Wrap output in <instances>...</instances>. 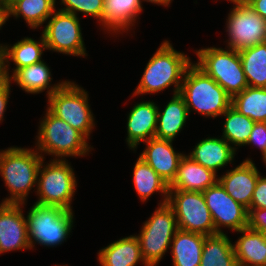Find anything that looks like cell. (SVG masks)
Here are the masks:
<instances>
[{
  "mask_svg": "<svg viewBox=\"0 0 266 266\" xmlns=\"http://www.w3.org/2000/svg\"><path fill=\"white\" fill-rule=\"evenodd\" d=\"M167 204L173 209L178 229L203 234H218L202 192L169 189Z\"/></svg>",
  "mask_w": 266,
  "mask_h": 266,
  "instance_id": "10",
  "label": "cell"
},
{
  "mask_svg": "<svg viewBox=\"0 0 266 266\" xmlns=\"http://www.w3.org/2000/svg\"><path fill=\"white\" fill-rule=\"evenodd\" d=\"M49 19L42 32L46 49L67 55L87 56L76 15L55 10Z\"/></svg>",
  "mask_w": 266,
  "mask_h": 266,
  "instance_id": "12",
  "label": "cell"
},
{
  "mask_svg": "<svg viewBox=\"0 0 266 266\" xmlns=\"http://www.w3.org/2000/svg\"><path fill=\"white\" fill-rule=\"evenodd\" d=\"M7 19H9L8 5L5 0H0V29L6 23ZM2 45L0 44V49Z\"/></svg>",
  "mask_w": 266,
  "mask_h": 266,
  "instance_id": "39",
  "label": "cell"
},
{
  "mask_svg": "<svg viewBox=\"0 0 266 266\" xmlns=\"http://www.w3.org/2000/svg\"><path fill=\"white\" fill-rule=\"evenodd\" d=\"M22 205L0 204V254L18 249H32Z\"/></svg>",
  "mask_w": 266,
  "mask_h": 266,
  "instance_id": "14",
  "label": "cell"
},
{
  "mask_svg": "<svg viewBox=\"0 0 266 266\" xmlns=\"http://www.w3.org/2000/svg\"><path fill=\"white\" fill-rule=\"evenodd\" d=\"M65 7L60 11L71 13L77 16V12H82L86 16H92L101 23V16L104 9V0H61Z\"/></svg>",
  "mask_w": 266,
  "mask_h": 266,
  "instance_id": "33",
  "label": "cell"
},
{
  "mask_svg": "<svg viewBox=\"0 0 266 266\" xmlns=\"http://www.w3.org/2000/svg\"><path fill=\"white\" fill-rule=\"evenodd\" d=\"M200 266H238L233 244L226 234L205 237Z\"/></svg>",
  "mask_w": 266,
  "mask_h": 266,
  "instance_id": "28",
  "label": "cell"
},
{
  "mask_svg": "<svg viewBox=\"0 0 266 266\" xmlns=\"http://www.w3.org/2000/svg\"><path fill=\"white\" fill-rule=\"evenodd\" d=\"M37 137V151L54 155L55 159L85 156L90 152L87 138L66 121L57 118L48 109L40 122ZM58 157V158H57ZM64 157V158H62Z\"/></svg>",
  "mask_w": 266,
  "mask_h": 266,
  "instance_id": "4",
  "label": "cell"
},
{
  "mask_svg": "<svg viewBox=\"0 0 266 266\" xmlns=\"http://www.w3.org/2000/svg\"><path fill=\"white\" fill-rule=\"evenodd\" d=\"M231 106L254 122H266V88L248 86L232 97Z\"/></svg>",
  "mask_w": 266,
  "mask_h": 266,
  "instance_id": "31",
  "label": "cell"
},
{
  "mask_svg": "<svg viewBox=\"0 0 266 266\" xmlns=\"http://www.w3.org/2000/svg\"><path fill=\"white\" fill-rule=\"evenodd\" d=\"M246 145H257L262 156L266 154V122H255Z\"/></svg>",
  "mask_w": 266,
  "mask_h": 266,
  "instance_id": "34",
  "label": "cell"
},
{
  "mask_svg": "<svg viewBox=\"0 0 266 266\" xmlns=\"http://www.w3.org/2000/svg\"><path fill=\"white\" fill-rule=\"evenodd\" d=\"M178 230L173 209L166 203L158 205L152 216L145 221L137 238L141 255L148 266H156L167 252Z\"/></svg>",
  "mask_w": 266,
  "mask_h": 266,
  "instance_id": "9",
  "label": "cell"
},
{
  "mask_svg": "<svg viewBox=\"0 0 266 266\" xmlns=\"http://www.w3.org/2000/svg\"><path fill=\"white\" fill-rule=\"evenodd\" d=\"M238 52L248 86L266 88V42Z\"/></svg>",
  "mask_w": 266,
  "mask_h": 266,
  "instance_id": "30",
  "label": "cell"
},
{
  "mask_svg": "<svg viewBox=\"0 0 266 266\" xmlns=\"http://www.w3.org/2000/svg\"><path fill=\"white\" fill-rule=\"evenodd\" d=\"M73 211L34 204L26 216L31 248L34 243L48 247L62 244L73 227Z\"/></svg>",
  "mask_w": 266,
  "mask_h": 266,
  "instance_id": "7",
  "label": "cell"
},
{
  "mask_svg": "<svg viewBox=\"0 0 266 266\" xmlns=\"http://www.w3.org/2000/svg\"><path fill=\"white\" fill-rule=\"evenodd\" d=\"M190 64L187 55L176 51L170 41L165 40L148 61L133 95L158 93L173 84L174 95L180 93L185 71Z\"/></svg>",
  "mask_w": 266,
  "mask_h": 266,
  "instance_id": "2",
  "label": "cell"
},
{
  "mask_svg": "<svg viewBox=\"0 0 266 266\" xmlns=\"http://www.w3.org/2000/svg\"><path fill=\"white\" fill-rule=\"evenodd\" d=\"M157 117L158 106L153 101H142L133 106L127 118L126 142L130 149L155 137Z\"/></svg>",
  "mask_w": 266,
  "mask_h": 266,
  "instance_id": "17",
  "label": "cell"
},
{
  "mask_svg": "<svg viewBox=\"0 0 266 266\" xmlns=\"http://www.w3.org/2000/svg\"><path fill=\"white\" fill-rule=\"evenodd\" d=\"M242 234L233 244L238 266H266V235L248 227L236 231Z\"/></svg>",
  "mask_w": 266,
  "mask_h": 266,
  "instance_id": "23",
  "label": "cell"
},
{
  "mask_svg": "<svg viewBox=\"0 0 266 266\" xmlns=\"http://www.w3.org/2000/svg\"><path fill=\"white\" fill-rule=\"evenodd\" d=\"M248 5L266 20V0H246Z\"/></svg>",
  "mask_w": 266,
  "mask_h": 266,
  "instance_id": "38",
  "label": "cell"
},
{
  "mask_svg": "<svg viewBox=\"0 0 266 266\" xmlns=\"http://www.w3.org/2000/svg\"><path fill=\"white\" fill-rule=\"evenodd\" d=\"M217 176L212 170L198 164L188 155H184L169 189L203 192L218 181Z\"/></svg>",
  "mask_w": 266,
  "mask_h": 266,
  "instance_id": "18",
  "label": "cell"
},
{
  "mask_svg": "<svg viewBox=\"0 0 266 266\" xmlns=\"http://www.w3.org/2000/svg\"><path fill=\"white\" fill-rule=\"evenodd\" d=\"M142 9L139 0H104L101 24L105 30L116 34L128 31L129 26H135Z\"/></svg>",
  "mask_w": 266,
  "mask_h": 266,
  "instance_id": "21",
  "label": "cell"
},
{
  "mask_svg": "<svg viewBox=\"0 0 266 266\" xmlns=\"http://www.w3.org/2000/svg\"><path fill=\"white\" fill-rule=\"evenodd\" d=\"M259 176L257 167L249 158L236 168L227 171L225 175L218 177V181L236 202L248 209Z\"/></svg>",
  "mask_w": 266,
  "mask_h": 266,
  "instance_id": "16",
  "label": "cell"
},
{
  "mask_svg": "<svg viewBox=\"0 0 266 266\" xmlns=\"http://www.w3.org/2000/svg\"><path fill=\"white\" fill-rule=\"evenodd\" d=\"M42 159L37 149L10 147L0 151V175L10 192V197L2 203L25 204L29 192L37 184Z\"/></svg>",
  "mask_w": 266,
  "mask_h": 266,
  "instance_id": "1",
  "label": "cell"
},
{
  "mask_svg": "<svg viewBox=\"0 0 266 266\" xmlns=\"http://www.w3.org/2000/svg\"><path fill=\"white\" fill-rule=\"evenodd\" d=\"M144 143L146 148L139 157L170 185L177 175L180 160L185 154L176 152L171 140L154 137Z\"/></svg>",
  "mask_w": 266,
  "mask_h": 266,
  "instance_id": "15",
  "label": "cell"
},
{
  "mask_svg": "<svg viewBox=\"0 0 266 266\" xmlns=\"http://www.w3.org/2000/svg\"><path fill=\"white\" fill-rule=\"evenodd\" d=\"M133 183L136 192L142 202L146 201L155 192H161L163 205L167 203L169 184L161 178L156 171L149 166L141 157H139L133 168Z\"/></svg>",
  "mask_w": 266,
  "mask_h": 266,
  "instance_id": "27",
  "label": "cell"
},
{
  "mask_svg": "<svg viewBox=\"0 0 266 266\" xmlns=\"http://www.w3.org/2000/svg\"><path fill=\"white\" fill-rule=\"evenodd\" d=\"M12 80L26 93L39 94L47 89V97L51 96L66 82L62 81L51 86V72L43 60L18 69L12 76H9L8 81L11 82Z\"/></svg>",
  "mask_w": 266,
  "mask_h": 266,
  "instance_id": "22",
  "label": "cell"
},
{
  "mask_svg": "<svg viewBox=\"0 0 266 266\" xmlns=\"http://www.w3.org/2000/svg\"><path fill=\"white\" fill-rule=\"evenodd\" d=\"M47 109L89 139L95 126L94 116L88 104V93L79 85L66 81L48 97Z\"/></svg>",
  "mask_w": 266,
  "mask_h": 266,
  "instance_id": "8",
  "label": "cell"
},
{
  "mask_svg": "<svg viewBox=\"0 0 266 266\" xmlns=\"http://www.w3.org/2000/svg\"><path fill=\"white\" fill-rule=\"evenodd\" d=\"M98 261L101 266H135L141 261L148 266L142 258L136 235L119 239L101 249L98 253Z\"/></svg>",
  "mask_w": 266,
  "mask_h": 266,
  "instance_id": "25",
  "label": "cell"
},
{
  "mask_svg": "<svg viewBox=\"0 0 266 266\" xmlns=\"http://www.w3.org/2000/svg\"><path fill=\"white\" fill-rule=\"evenodd\" d=\"M225 122L223 126L222 138L229 144L235 146H245L248 142L249 135L253 130L255 122L249 117L239 113L235 108L230 106L223 114Z\"/></svg>",
  "mask_w": 266,
  "mask_h": 266,
  "instance_id": "32",
  "label": "cell"
},
{
  "mask_svg": "<svg viewBox=\"0 0 266 266\" xmlns=\"http://www.w3.org/2000/svg\"><path fill=\"white\" fill-rule=\"evenodd\" d=\"M228 49V50H227ZM208 47L196 51L195 63L231 97L248 87L239 52L232 48Z\"/></svg>",
  "mask_w": 266,
  "mask_h": 266,
  "instance_id": "6",
  "label": "cell"
},
{
  "mask_svg": "<svg viewBox=\"0 0 266 266\" xmlns=\"http://www.w3.org/2000/svg\"><path fill=\"white\" fill-rule=\"evenodd\" d=\"M236 150L224 138H206L197 143L188 154L198 164L216 173L220 168L232 163Z\"/></svg>",
  "mask_w": 266,
  "mask_h": 266,
  "instance_id": "20",
  "label": "cell"
},
{
  "mask_svg": "<svg viewBox=\"0 0 266 266\" xmlns=\"http://www.w3.org/2000/svg\"><path fill=\"white\" fill-rule=\"evenodd\" d=\"M10 84L11 82H9L8 80H5L0 84V121L3 120V115L8 103L11 86Z\"/></svg>",
  "mask_w": 266,
  "mask_h": 266,
  "instance_id": "37",
  "label": "cell"
},
{
  "mask_svg": "<svg viewBox=\"0 0 266 266\" xmlns=\"http://www.w3.org/2000/svg\"><path fill=\"white\" fill-rule=\"evenodd\" d=\"M56 0H15L9 7V16L19 18L20 16L26 21L32 29H37L56 10Z\"/></svg>",
  "mask_w": 266,
  "mask_h": 266,
  "instance_id": "29",
  "label": "cell"
},
{
  "mask_svg": "<svg viewBox=\"0 0 266 266\" xmlns=\"http://www.w3.org/2000/svg\"><path fill=\"white\" fill-rule=\"evenodd\" d=\"M189 113L184 98L178 93L173 94L162 112L158 107L155 137L173 141L181 132Z\"/></svg>",
  "mask_w": 266,
  "mask_h": 266,
  "instance_id": "24",
  "label": "cell"
},
{
  "mask_svg": "<svg viewBox=\"0 0 266 266\" xmlns=\"http://www.w3.org/2000/svg\"><path fill=\"white\" fill-rule=\"evenodd\" d=\"M217 233H224L222 227L240 231L248 225V210L236 202L217 181L202 192Z\"/></svg>",
  "mask_w": 266,
  "mask_h": 266,
  "instance_id": "13",
  "label": "cell"
},
{
  "mask_svg": "<svg viewBox=\"0 0 266 266\" xmlns=\"http://www.w3.org/2000/svg\"><path fill=\"white\" fill-rule=\"evenodd\" d=\"M15 0H5V2L7 3L8 7L14 2Z\"/></svg>",
  "mask_w": 266,
  "mask_h": 266,
  "instance_id": "42",
  "label": "cell"
},
{
  "mask_svg": "<svg viewBox=\"0 0 266 266\" xmlns=\"http://www.w3.org/2000/svg\"><path fill=\"white\" fill-rule=\"evenodd\" d=\"M247 227L258 232L266 233V209H247Z\"/></svg>",
  "mask_w": 266,
  "mask_h": 266,
  "instance_id": "36",
  "label": "cell"
},
{
  "mask_svg": "<svg viewBox=\"0 0 266 266\" xmlns=\"http://www.w3.org/2000/svg\"><path fill=\"white\" fill-rule=\"evenodd\" d=\"M248 209H266V177H258Z\"/></svg>",
  "mask_w": 266,
  "mask_h": 266,
  "instance_id": "35",
  "label": "cell"
},
{
  "mask_svg": "<svg viewBox=\"0 0 266 266\" xmlns=\"http://www.w3.org/2000/svg\"><path fill=\"white\" fill-rule=\"evenodd\" d=\"M5 81L4 75H3V56H2V50L0 49V84Z\"/></svg>",
  "mask_w": 266,
  "mask_h": 266,
  "instance_id": "41",
  "label": "cell"
},
{
  "mask_svg": "<svg viewBox=\"0 0 266 266\" xmlns=\"http://www.w3.org/2000/svg\"><path fill=\"white\" fill-rule=\"evenodd\" d=\"M1 50L3 56V75L5 80H8L10 76L9 60L13 61L16 66L13 69L14 74L18 69L41 62L43 51L47 49L44 38L41 35L39 41L25 37L17 41L13 46L3 45Z\"/></svg>",
  "mask_w": 266,
  "mask_h": 266,
  "instance_id": "19",
  "label": "cell"
},
{
  "mask_svg": "<svg viewBox=\"0 0 266 266\" xmlns=\"http://www.w3.org/2000/svg\"><path fill=\"white\" fill-rule=\"evenodd\" d=\"M40 164L37 176V195L39 205L60 207L72 211L71 201L77 182L73 169L66 159H51L50 163Z\"/></svg>",
  "mask_w": 266,
  "mask_h": 266,
  "instance_id": "5",
  "label": "cell"
},
{
  "mask_svg": "<svg viewBox=\"0 0 266 266\" xmlns=\"http://www.w3.org/2000/svg\"><path fill=\"white\" fill-rule=\"evenodd\" d=\"M262 159H263L265 166H266V154L264 156H262Z\"/></svg>",
  "mask_w": 266,
  "mask_h": 266,
  "instance_id": "43",
  "label": "cell"
},
{
  "mask_svg": "<svg viewBox=\"0 0 266 266\" xmlns=\"http://www.w3.org/2000/svg\"><path fill=\"white\" fill-rule=\"evenodd\" d=\"M235 5L228 15V48L237 51L266 41V20L256 13L246 1L228 0Z\"/></svg>",
  "mask_w": 266,
  "mask_h": 266,
  "instance_id": "11",
  "label": "cell"
},
{
  "mask_svg": "<svg viewBox=\"0 0 266 266\" xmlns=\"http://www.w3.org/2000/svg\"><path fill=\"white\" fill-rule=\"evenodd\" d=\"M179 94L189 114L194 110L211 118L222 116L232 102V97L195 63L186 69Z\"/></svg>",
  "mask_w": 266,
  "mask_h": 266,
  "instance_id": "3",
  "label": "cell"
},
{
  "mask_svg": "<svg viewBox=\"0 0 266 266\" xmlns=\"http://www.w3.org/2000/svg\"><path fill=\"white\" fill-rule=\"evenodd\" d=\"M205 237L178 229L170 245L173 266H200Z\"/></svg>",
  "mask_w": 266,
  "mask_h": 266,
  "instance_id": "26",
  "label": "cell"
},
{
  "mask_svg": "<svg viewBox=\"0 0 266 266\" xmlns=\"http://www.w3.org/2000/svg\"><path fill=\"white\" fill-rule=\"evenodd\" d=\"M142 3V0H139ZM144 2H151L158 5L168 6L172 2V0H143Z\"/></svg>",
  "mask_w": 266,
  "mask_h": 266,
  "instance_id": "40",
  "label": "cell"
}]
</instances>
